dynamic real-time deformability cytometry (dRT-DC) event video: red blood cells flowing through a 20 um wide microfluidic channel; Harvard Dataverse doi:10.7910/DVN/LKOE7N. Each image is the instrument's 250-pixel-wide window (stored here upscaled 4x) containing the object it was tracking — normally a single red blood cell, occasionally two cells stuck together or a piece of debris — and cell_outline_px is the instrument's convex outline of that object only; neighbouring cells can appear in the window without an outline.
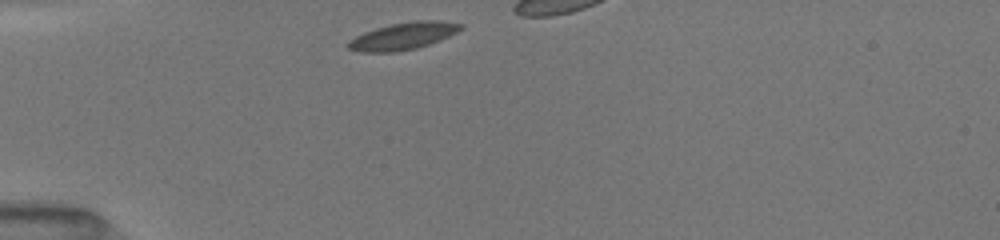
{"species": "common noctule bat (a hibernating species)", "species_latin": "Nyctalus noctula", "temperature_condition": "room temperature", "stored_images_in_passage": 28, "camera_frame_rate_fps": 3000, "um_per_image_px": 0.085, "animal": {"sex": "female", "body_mass_g": 19.5, "forearm_length_mm": 54.1}, "frame": {"image": 1, "passage_image": 1, "time_ms": 0.0, "image_size_px": [1000, 240], "cell_outline_px": [[464, 28], [440, 40], [416, 48], [396, 52], [360, 52], [348, 48], [344, 44], [348, 40], [364, 32], [376, 28], [392, 24], [416, 20], [436, 20], [464, 24]], "centroid_in_image_um": [34.24, 3.07], "position_along_channel_um": 50.8, "area_um2": 17.8}}
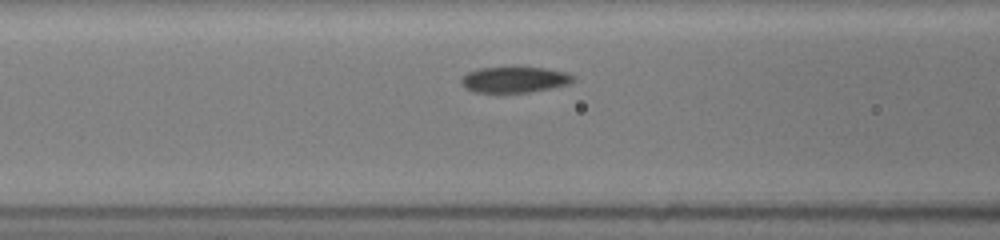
{"frame": {"image": 2, "passage_image": 16, "time_ms": 2.333, "image_size_px": [1000, 240], "cell_outline_px": [[576, 80], [568, 84], [552, 88], [532, 92], [476, 92], [464, 88], [460, 84], [460, 76], [476, 68], [512, 64], [544, 68], [568, 72], [576, 76]], "centroid_in_image_um": [43.71, 6.71], "position_along_channel_um": 122.9, "area_um2": 18.03}}
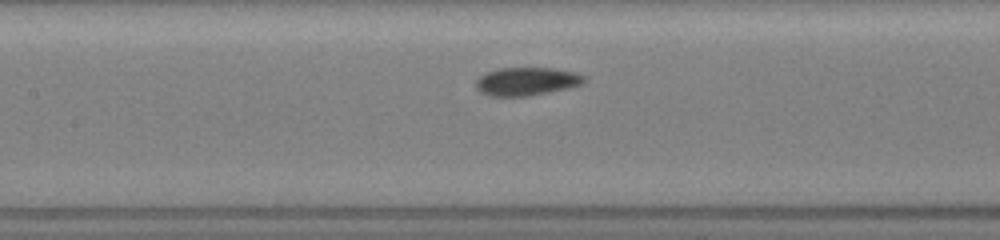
{"frame": {"image": 3, "passage_image": 23, "time_ms": 3.333, "image_size_px": [1000, 240], "cell_outline_px": [[584, 84], [568, 88], [528, 96], [488, 96], [480, 92], [476, 88], [476, 80], [484, 72], [496, 68], [556, 68], [576, 72], [584, 76]], "centroid_in_image_um": [44.74, 6.91], "position_along_channel_um": 162.7, "area_um2": 17.98}}